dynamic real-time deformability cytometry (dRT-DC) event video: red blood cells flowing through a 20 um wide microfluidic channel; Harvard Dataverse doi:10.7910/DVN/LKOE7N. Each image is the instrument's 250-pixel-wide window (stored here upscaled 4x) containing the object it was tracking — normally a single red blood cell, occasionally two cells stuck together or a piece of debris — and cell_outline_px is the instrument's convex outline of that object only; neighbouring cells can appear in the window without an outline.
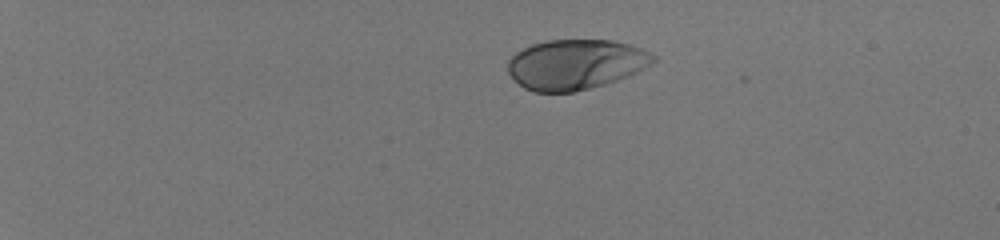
{"species": "human", "species_latin": "Homo sapiens", "temperature_condition": "room temperature", "stored_images_in_passage": 42, "camera_frame_rate_fps": 3000, "um_per_image_px": 0.085, "donor": {"sex": "male"}, "frame": {"image": 1, "passage_image": 1, "time_ms": 0.0, "image_size_px": [1000, 240], "cell_outline_px": [[656, 60], [652, 64], [628, 76], [604, 84], [572, 92], [532, 92], [524, 88], [508, 72], [508, 60], [516, 52], [532, 44], [544, 40], [612, 40], [628, 44], [640, 48], [656, 56]], "centroid_in_image_um": [48.92, 5.47], "position_along_channel_um": 36.1, "area_um2": 42.25}}
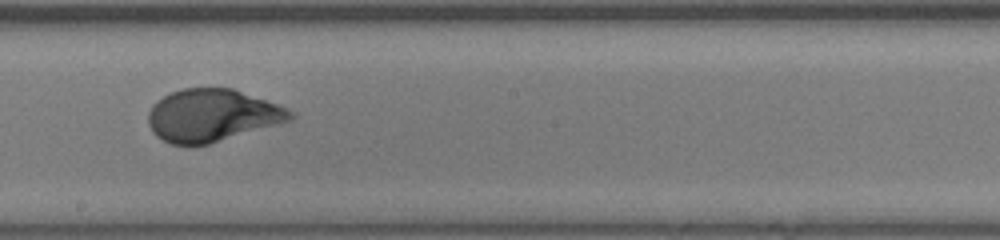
{"frame": {"image": 2, "passage_image": 24, "time_ms": 7.667, "image_size_px": [1000, 240], "cell_outline_px": [[296, 116], [292, 120], [280, 124], [208, 144], [172, 144], [156, 136], [152, 132], [148, 124], [148, 112], [152, 104], [156, 100], [172, 92], [184, 88], [232, 88], [288, 108], [296, 112]], "centroid_in_image_um": [18.05, 9.8], "position_along_channel_um": 230.2, "area_um2": 43.41}}
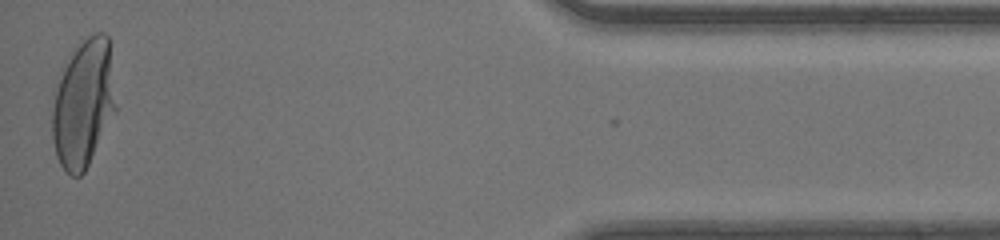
{"frame": {"image": 3, "passage_image": 42, "time_ms": 13.667, "image_size_px": [1000, 240], "cell_outline_px": [[116, 112], [84, 172], [80, 176], [72, 176], [60, 164], [56, 156], [52, 136], [52, 88], [60, 68], [64, 60], [88, 36], [96, 32], [104, 32], [108, 36], [116, 108]], "centroid_in_image_um": [7.04, 8.77], "position_along_channel_um": 428.2, "area_um2": 47.97}, "authors_computed_cell_mechanics": {"area_um2": 43.5234, "velocity_mm_per_s": 4.127, "shape_relaxation_time_tau1_ms": 3.505, "shape_relaxation_time_tau2_ms": null, "deformation_change_tau1": 0.2087, "deformation_change_tau2": null}}